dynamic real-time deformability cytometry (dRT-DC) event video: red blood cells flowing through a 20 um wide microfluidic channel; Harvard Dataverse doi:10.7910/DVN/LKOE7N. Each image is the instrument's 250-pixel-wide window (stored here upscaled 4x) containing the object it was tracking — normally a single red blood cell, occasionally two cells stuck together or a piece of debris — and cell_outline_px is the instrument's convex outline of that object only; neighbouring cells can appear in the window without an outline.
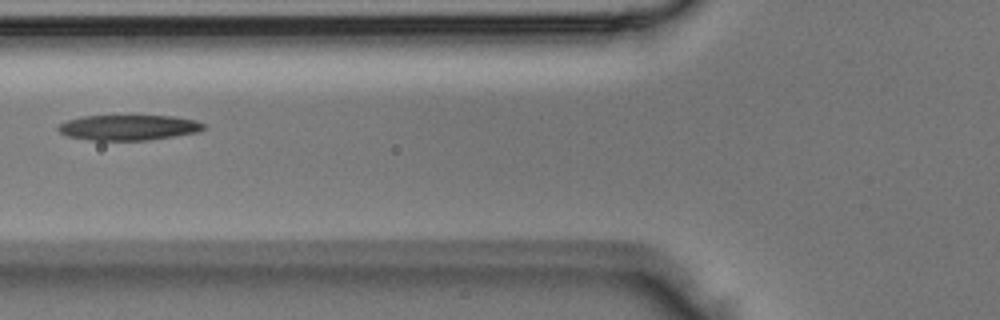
{"species": "Egyptian fruit bat (a non-hibernating species)", "species_latin": "Rousettus aegyptiacus", "temperature_condition": "room temperature", "stored_images_in_passage": 5, "camera_frame_rate_fps": 3000, "um_per_image_px": 0.085, "animal": {"sex": "male"}, "frame": {"image": 1, "passage_image": 5, "time_ms": 1.333, "image_size_px": [1000, 320], "cell_outline_px": [[204, 128], [200, 132], [148, 140], [92, 140], [68, 136], [60, 132], [56, 128], [60, 124], [68, 120], [84, 116], [172, 116], [196, 120], [204, 124]], "centroid_in_image_um": [10.95, 10.84], "position_along_channel_um": 114.8, "area_um2": 21.33}}